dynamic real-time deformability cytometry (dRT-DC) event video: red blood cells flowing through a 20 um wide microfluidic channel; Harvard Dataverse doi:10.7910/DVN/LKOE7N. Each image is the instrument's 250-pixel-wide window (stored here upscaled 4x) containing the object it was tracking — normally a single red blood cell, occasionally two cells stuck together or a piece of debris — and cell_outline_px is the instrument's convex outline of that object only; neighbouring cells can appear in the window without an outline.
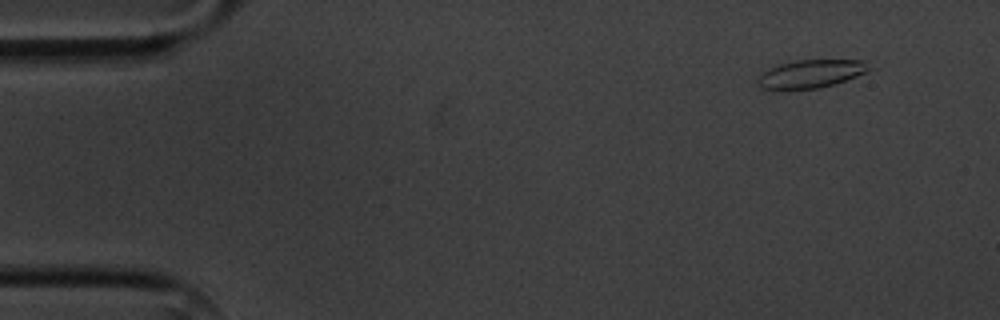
{"species": "common noctule bat (a hibernating species)", "species_latin": "Nyctalus noctula", "temperature_condition": "cold", "stored_images_in_passage": 5, "camera_frame_rate_fps": 3000, "um_per_image_px": 0.085, "animal": {"sex": "male", "body_mass_g": 20.1, "forearm_length_mm": 53.5}, "frame": {"image": 1, "passage_image": 1, "time_ms": 0.0, "image_size_px": [1000, 320], "cell_outline_px": [[876, 68], [868, 72], [820, 88], [788, 92], [772, 92], [760, 88], [756, 80], [764, 72], [780, 64], [796, 60], [868, 60]], "centroid_in_image_um": [68.93, 6.32], "position_along_channel_um": 16.1, "area_um2": 19.13}}